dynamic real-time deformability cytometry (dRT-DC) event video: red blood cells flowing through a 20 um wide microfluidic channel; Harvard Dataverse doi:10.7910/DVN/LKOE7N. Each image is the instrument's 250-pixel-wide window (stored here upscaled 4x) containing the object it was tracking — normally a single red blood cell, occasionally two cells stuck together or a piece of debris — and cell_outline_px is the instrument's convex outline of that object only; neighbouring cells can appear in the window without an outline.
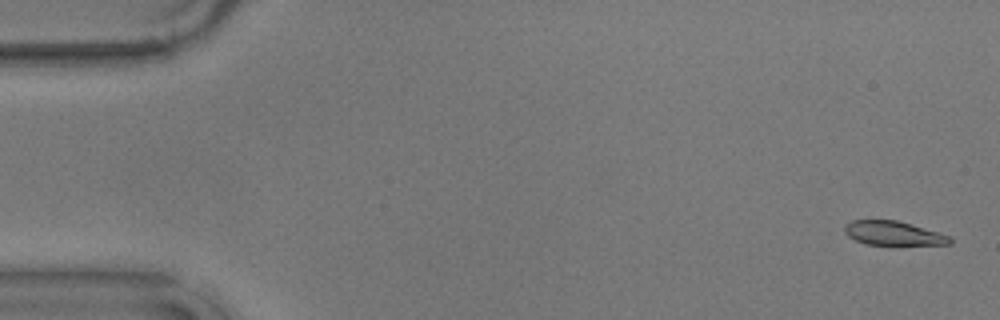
{"species": "common noctule bat (a hibernating species)", "species_latin": "Nyctalus noctula", "temperature_condition": "warm", "stored_images_in_passage": 57, "camera_frame_rate_fps": 3000, "um_per_image_px": 0.085, "animal": {"sex": "male", "body_mass_g": 17.9}, "frame": {"image": 1, "passage_image": 2, "time_ms": 0.333, "image_size_px": [1000, 320], "cell_outline_px": [[952, 244], [868, 244], [856, 240], [848, 236], [844, 232], [844, 228], [852, 220], [896, 220], [952, 236]], "centroid_in_image_um": [75.95, 19.82], "position_along_channel_um": 9.1, "area_um2": 14.45}}
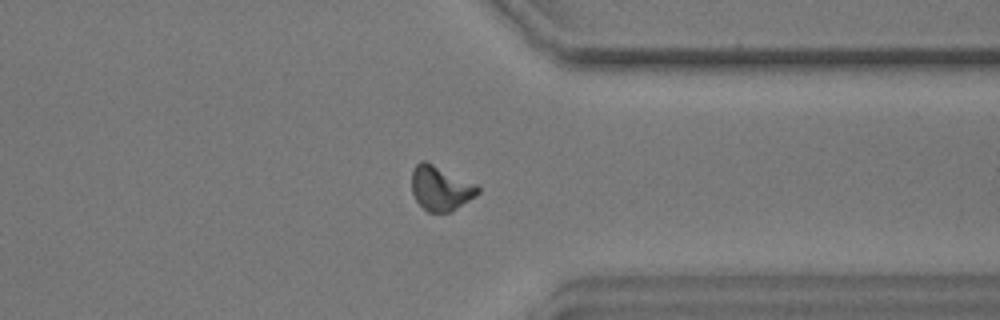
{"frame": {"image": 2, "passage_image": 44, "time_ms": 14.333, "image_size_px": [1000, 320], "cell_outline_px": [[480, 192], [476, 196], [452, 212], [428, 212], [416, 200], [412, 192], [412, 168], [420, 160], [424, 160], [476, 184], [480, 188]], "centroid_in_image_um": [37.45, 16.0], "position_along_channel_um": 373.9, "area_um2": 17.17}}
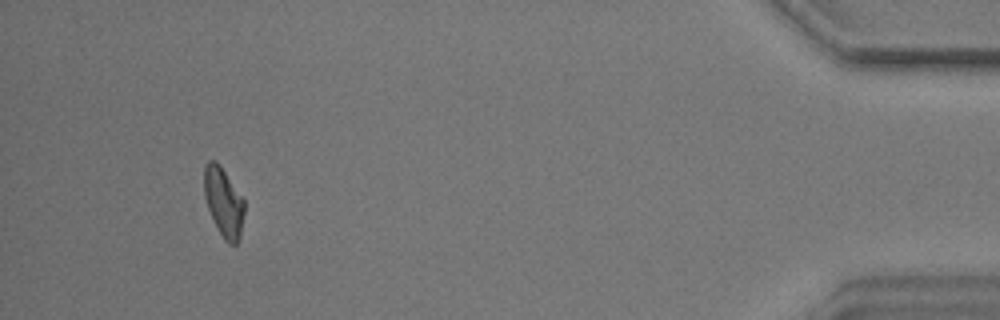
{"frame": {"image": 3, "passage_image": 53, "time_ms": 17.333, "image_size_px": [1000, 320], "cell_outline_px": [[244, 212], [240, 236], [236, 244], [228, 244], [224, 240], [208, 208], [204, 196], [204, 164], [208, 160], [216, 160], [220, 164], [244, 200]], "centroid_in_image_um": [18.99, 17.14], "position_along_channel_um": 416.2, "area_um2": 16.07}, "authors_computed_cell_mechanics": {"area_um2": 16.4152, "velocity_mm_per_s": 3.5757, "shape_relaxation_time_tau1_ms": 6.8663, "shape_relaxation_time_tau2_ms": 3.1267, "deformation_change_tau1": 0.1773, "deformation_change_tau2": 0.0868}}